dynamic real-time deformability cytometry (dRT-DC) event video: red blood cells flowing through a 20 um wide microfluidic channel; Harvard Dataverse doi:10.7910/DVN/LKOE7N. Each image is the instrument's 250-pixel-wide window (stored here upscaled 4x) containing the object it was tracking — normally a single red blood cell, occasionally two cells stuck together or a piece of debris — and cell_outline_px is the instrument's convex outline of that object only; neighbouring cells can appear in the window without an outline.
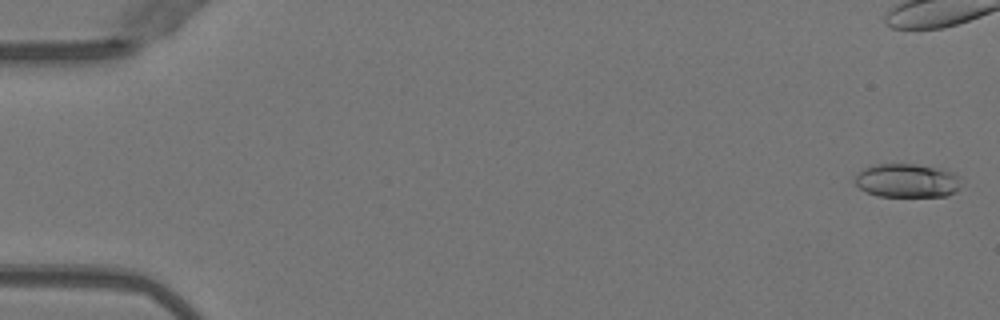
{"species": "Egyptian fruit bat (a non-hibernating species)", "species_latin": "Rousettus aegyptiacus", "temperature_condition": "warm", "stored_images_in_passage": 45, "camera_frame_rate_fps": 3000, "um_per_image_px": 0.085, "animal": {"sex": "female"}, "frame": {"image": 1, "passage_image": 1, "time_ms": 0.0, "image_size_px": [1000, 320], "cell_outline_px": [[960, 188], [956, 192], [948, 196], [876, 196], [860, 188], [856, 184], [856, 176], [864, 168], [872, 164], [916, 164], [940, 168], [956, 172], [960, 176]], "centroid_in_image_um": [77.17, 15.34], "position_along_channel_um": 7.8, "area_um2": 21.1}}
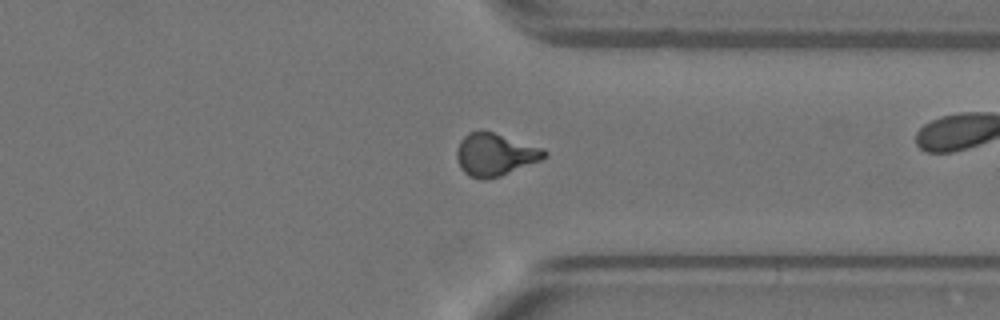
{"frame": {"image": 2, "passage_image": 39, "time_ms": 12.667, "image_size_px": [1000, 320], "cell_outline_px": [[548, 156], [540, 160], [500, 176], [484, 180], [480, 180], [468, 176], [460, 168], [456, 156], [456, 152], [460, 140], [468, 132], [492, 132], [544, 148], [548, 152]], "centroid_in_image_um": [42.07, 13.16], "position_along_channel_um": 369.3, "area_um2": 21.62}}